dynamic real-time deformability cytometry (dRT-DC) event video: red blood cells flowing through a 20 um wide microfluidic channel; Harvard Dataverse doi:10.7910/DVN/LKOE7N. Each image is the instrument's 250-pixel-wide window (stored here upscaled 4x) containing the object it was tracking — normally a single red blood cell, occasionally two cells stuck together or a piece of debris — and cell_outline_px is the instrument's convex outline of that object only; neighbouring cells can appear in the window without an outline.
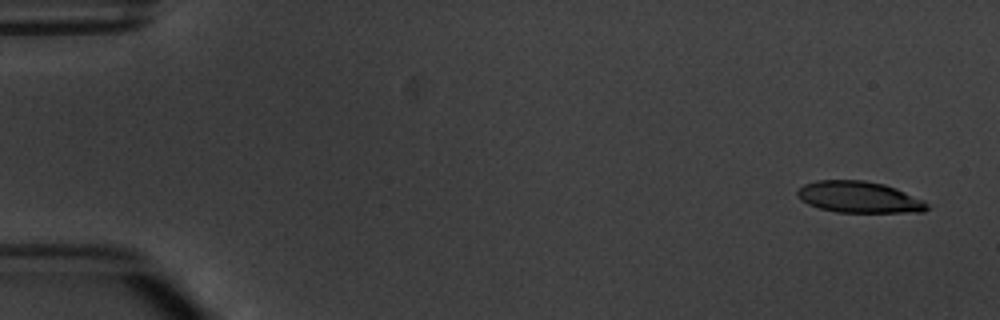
{"species": "common noctule bat (a hibernating species)", "species_latin": "Nyctalus noctula", "temperature_condition": "warm", "stored_images_in_passage": 4, "camera_frame_rate_fps": 3000, "um_per_image_px": 0.085, "animal": {"sex": "male", "body_mass_g": 20.1, "forearm_length_mm": 53.5}, "frame": {"image": 1, "passage_image": 1, "time_ms": 0.0, "image_size_px": [1000, 320], "cell_outline_px": [[932, 208], [924, 212], [836, 212], [820, 208], [808, 204], [800, 200], [796, 192], [804, 184], [816, 180], [864, 180], [884, 184], [896, 188], [924, 200]], "centroid_in_image_um": [73.05, 16.76], "position_along_channel_um": 12.0, "area_um2": 23.87}}
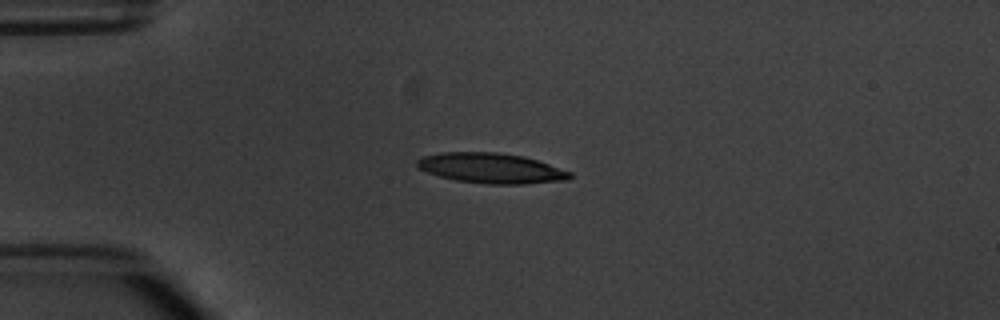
{"frame": {"image": 2, "passage_image": 4, "time_ms": 3.667, "image_size_px": [1000, 320], "cell_outline_px": [[572, 176], [568, 180], [524, 184], [488, 184], [456, 180], [440, 176], [416, 168], [416, 160], [424, 156], [440, 152], [496, 152], [524, 156], [572, 172]], "centroid_in_image_um": [41.74, 14.29], "position_along_channel_um": 43.3, "area_um2": 26.88}}